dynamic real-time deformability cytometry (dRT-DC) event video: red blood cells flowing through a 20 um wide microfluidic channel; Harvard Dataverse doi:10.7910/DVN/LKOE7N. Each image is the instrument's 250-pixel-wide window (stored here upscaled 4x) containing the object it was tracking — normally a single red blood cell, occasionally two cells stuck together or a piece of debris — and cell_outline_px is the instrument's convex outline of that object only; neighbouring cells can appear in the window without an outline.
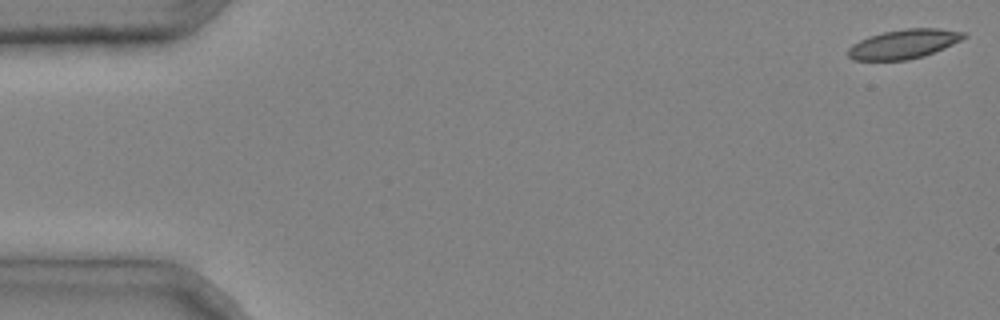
{"species": "common noctule bat (a hibernating species)", "species_latin": "Nyctalus noctula", "temperature_condition": "cold", "stored_images_in_passage": 4, "camera_frame_rate_fps": 3000, "um_per_image_px": 0.085, "animal": {"sex": "male", "body_mass_g": 20.4}, "frame": {"image": 1, "passage_image": 1, "time_ms": 0.0, "image_size_px": [1000, 320], "cell_outline_px": [[968, 36], [944, 48], [924, 56], [908, 60], [852, 60], [848, 56], [848, 48], [852, 44], [868, 36], [884, 32], [904, 28], [940, 28], [964, 32]], "centroid_in_image_um": [76.81, 3.74], "position_along_channel_um": 8.2, "area_um2": 19.77}}
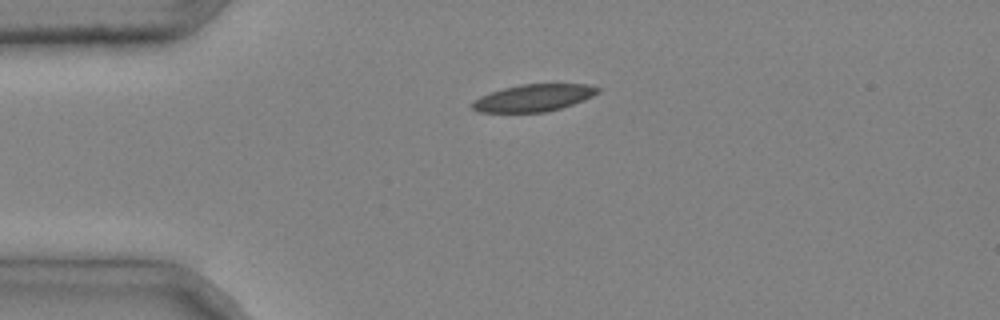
{"frame": {"image": 2, "passage_image": 3, "time_ms": 0.667, "image_size_px": [1000, 320], "cell_outline_px": [[600, 92], [584, 100], [548, 112], [476, 112], [468, 104], [472, 100], [480, 96], [504, 88], [520, 84], [588, 84], [600, 88]], "centroid_in_image_um": [45.32, 8.32], "position_along_channel_um": 39.7, "area_um2": 19.94}}